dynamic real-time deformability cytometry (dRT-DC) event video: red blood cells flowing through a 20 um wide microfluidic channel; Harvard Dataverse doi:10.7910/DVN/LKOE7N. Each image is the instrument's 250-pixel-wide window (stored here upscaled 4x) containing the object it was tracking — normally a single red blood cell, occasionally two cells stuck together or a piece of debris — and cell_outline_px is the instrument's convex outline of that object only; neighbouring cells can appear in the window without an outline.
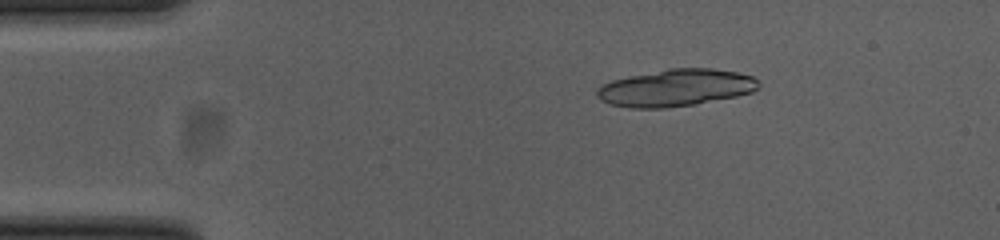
{"species": "common noctule bat (a hibernating species)", "species_latin": "Nyctalus noctula", "temperature_condition": "cold", "stored_images_in_passage": 19, "camera_frame_rate_fps": 3000, "um_per_image_px": 0.085, "animal": {"sex": "female", "body_mass_g": 23.0, "forearm_length_mm": 53.4}, "frame": {"image": 1, "passage_image": 9, "time_ms": 2.667, "image_size_px": [1000, 240], "cell_outline_px": [[760, 88], [752, 92], [736, 96], [696, 104], [664, 108], [628, 108], [612, 104], [600, 100], [596, 96], [596, 88], [612, 80], [628, 76], [668, 68], [712, 68], [736, 72], [752, 76], [760, 84]], "centroid_in_image_um": [57.43, 7.46], "position_along_channel_um": 27.6, "area_um2": 35.03}}